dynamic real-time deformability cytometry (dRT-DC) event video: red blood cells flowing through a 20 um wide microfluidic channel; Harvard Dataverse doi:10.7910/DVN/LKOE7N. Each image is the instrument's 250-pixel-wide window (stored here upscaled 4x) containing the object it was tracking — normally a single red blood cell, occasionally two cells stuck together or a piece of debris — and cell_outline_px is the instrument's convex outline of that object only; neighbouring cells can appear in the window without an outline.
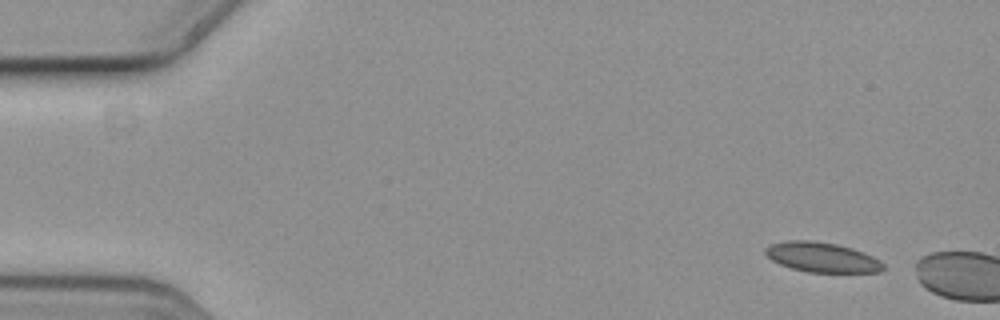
{"species": "common noctule bat (a hibernating species)", "species_latin": "Nyctalus noctula", "temperature_condition": "cold", "stored_images_in_passage": 2, "camera_frame_rate_fps": 3000, "um_per_image_px": 0.085, "animal": {"sex": "female", "body_mass_g": 19.3, "forearm_length_mm": 54.1}, "frame": {"image": 1, "passage_image": 1, "time_ms": 0.0, "image_size_px": [1000, 320], "cell_outline_px": [[884, 268], [880, 272], [808, 272], [792, 268], [780, 264], [772, 260], [764, 252], [764, 248], [772, 244], [788, 240], [812, 240], [836, 244], [852, 248], [864, 252], [880, 260], [884, 264]], "centroid_in_image_um": [69.88, 21.86], "position_along_channel_um": 15.1, "area_um2": 20.46}}